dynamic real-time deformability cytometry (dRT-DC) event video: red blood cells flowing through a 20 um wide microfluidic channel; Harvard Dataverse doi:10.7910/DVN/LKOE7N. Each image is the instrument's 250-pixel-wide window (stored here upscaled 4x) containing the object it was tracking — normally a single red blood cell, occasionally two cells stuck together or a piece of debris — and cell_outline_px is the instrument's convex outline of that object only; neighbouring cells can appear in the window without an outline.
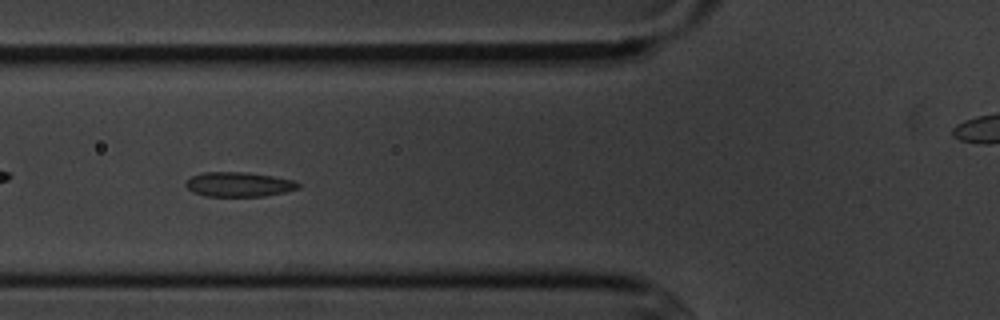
{"species": "common noctule bat (a hibernating species)", "species_latin": "Nyctalus noctula", "temperature_condition": "cold", "stored_images_in_passage": 16, "camera_frame_rate_fps": 3000, "um_per_image_px": 0.085, "animal": {"sex": "male", "body_mass_g": 20.1, "forearm_length_mm": 53.5}, "frame": {"image": 1, "passage_image": 6, "time_ms": 6.667, "image_size_px": [1000, 320], "cell_outline_px": [[300, 188], [284, 192], [264, 196], [204, 196], [192, 192], [184, 184], [192, 176], [204, 172], [248, 172], [296, 180], [300, 184]], "centroid_in_image_um": [20.32, 15.67], "position_along_channel_um": 105.5, "area_um2": 16.18}}
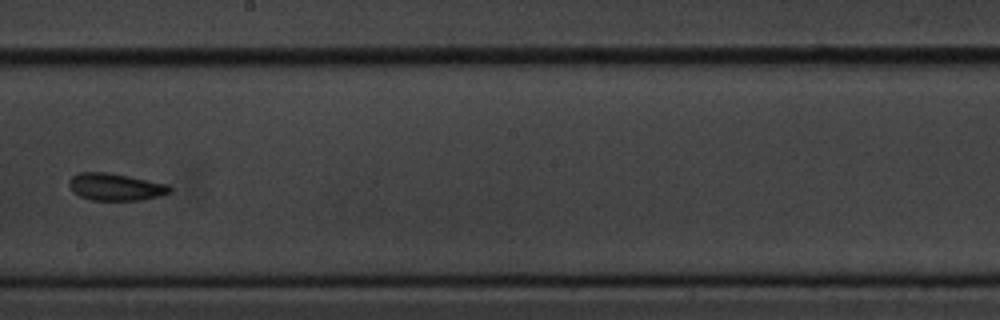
{"frame": {"image": 2, "passage_image": 9, "time_ms": 10.333, "image_size_px": [1000, 320], "cell_outline_px": [[172, 192], [160, 196], [144, 200], [92, 200], [80, 196], [72, 192], [68, 184], [68, 180], [72, 176], [80, 172], [108, 172], [168, 184], [172, 188]], "centroid_in_image_um": [9.82, 15.89], "position_along_channel_um": 238.4, "area_um2": 16.13}}
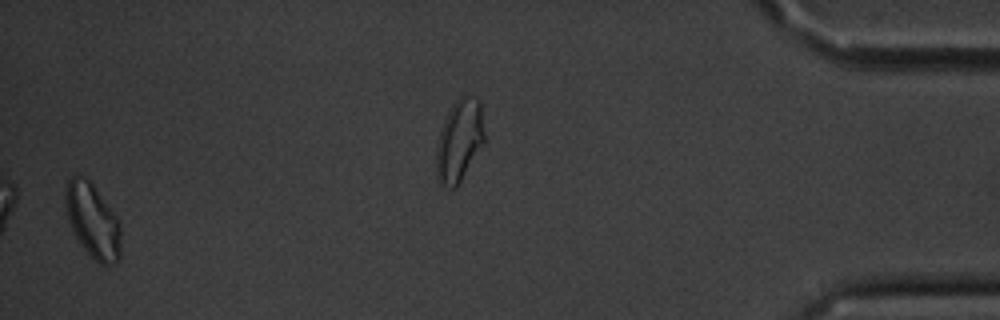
{"frame": {"image": 3, "passage_image": 15, "time_ms": 18.0, "image_size_px": [1000, 320], "cell_outline_px": [[120, 260], [116, 264], [100, 264], [80, 244], [72, 232], [68, 216], [64, 196], [64, 192], [68, 180], [72, 172], [84, 176], [92, 184], [116, 216], [120, 224]], "centroid_in_image_um": [7.86, 18.74], "position_along_channel_um": 427.3, "area_um2": 23.99}, "authors_computed_cell_mechanics": {"area_um2": 16.184, "velocity_mm_per_s": 3.6214, "shape_relaxation_time_tau1_ms": 5.1031, "shape_relaxation_time_tau2_ms": 6.7799, "deformation_change_tau1": 0.0902, "deformation_change_tau2": 0.1019}}